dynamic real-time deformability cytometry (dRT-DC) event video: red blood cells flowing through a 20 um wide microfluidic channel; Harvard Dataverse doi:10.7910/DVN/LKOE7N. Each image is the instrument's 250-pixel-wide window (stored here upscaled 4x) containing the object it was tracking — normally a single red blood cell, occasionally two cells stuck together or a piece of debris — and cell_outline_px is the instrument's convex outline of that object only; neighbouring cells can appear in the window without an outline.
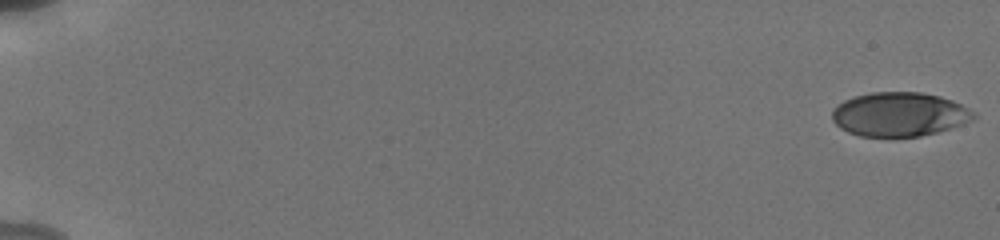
{"species": "human", "species_latin": "Homo sapiens", "temperature_condition": "cold", "stored_images_in_passage": 24, "camera_frame_rate_fps": 3000, "um_per_image_px": 0.085, "donor": {"sex": "male"}, "frame": {"image": 1, "passage_image": 1, "time_ms": 0.0, "image_size_px": [1000, 240], "cell_outline_px": [[976, 116], [972, 120], [964, 124], [936, 132], [920, 136], [860, 136], [848, 132], [840, 128], [832, 120], [832, 108], [844, 100], [856, 96], [872, 92], [920, 92], [940, 96], [952, 100], [976, 112]], "centroid_in_image_um": [76.45, 9.71], "position_along_channel_um": 8.6, "area_um2": 36.36}}
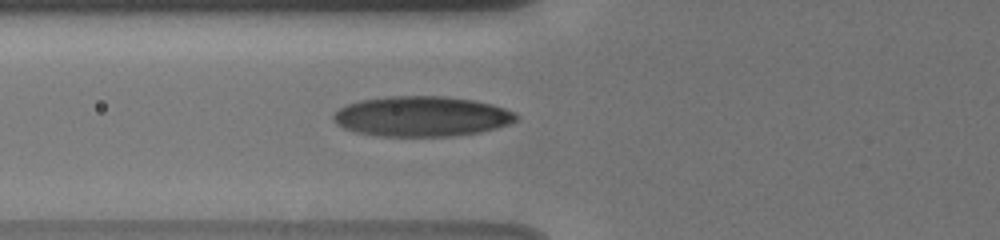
{"frame": {"image": 2, "passage_image": 16, "time_ms": 7.333, "image_size_px": [1000, 240], "cell_outline_px": [[520, 116], [516, 120], [508, 124], [496, 128], [480, 132], [452, 136], [380, 136], [356, 132], [344, 128], [336, 124], [332, 120], [332, 116], [340, 108], [348, 104], [360, 100], [392, 96], [448, 96], [476, 100], [492, 104], [516, 112]], "centroid_in_image_um": [35.87, 9.89], "position_along_channel_um": 89.9, "area_um2": 43.0}}
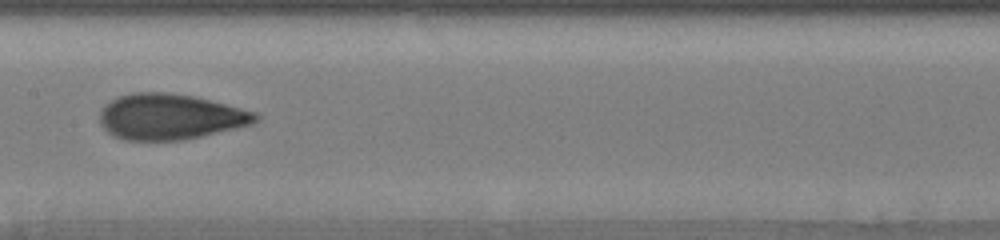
{"frame": {"image": 3, "passage_image": 23, "time_ms": 10.0, "image_size_px": [1000, 240], "cell_outline_px": [[260, 120], [252, 124], [236, 128], [200, 136], [180, 140], [124, 140], [112, 136], [100, 124], [100, 112], [112, 100], [120, 96], [132, 92], [168, 92], [192, 96], [256, 112], [260, 116]], "centroid_in_image_um": [14.46, 9.93], "position_along_channel_um": 192.9, "area_um2": 41.15}}